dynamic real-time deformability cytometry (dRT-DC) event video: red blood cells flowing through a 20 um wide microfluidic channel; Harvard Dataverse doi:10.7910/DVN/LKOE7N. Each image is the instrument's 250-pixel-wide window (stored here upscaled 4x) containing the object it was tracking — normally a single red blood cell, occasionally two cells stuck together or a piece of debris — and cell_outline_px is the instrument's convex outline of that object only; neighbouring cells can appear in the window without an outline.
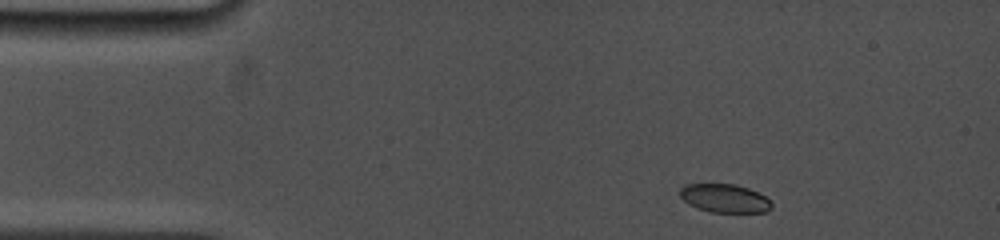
{"species": "common noctule bat (a hibernating species)", "species_latin": "Nyctalus noctula", "temperature_condition": "cold", "stored_images_in_passage": 17, "camera_frame_rate_fps": 5000, "um_per_image_px": 0.085, "animal": {"sex": "female", "body_mass_g": 19.0, "forearm_length_mm": 53.3}, "frame": {"image": 1, "passage_image": 1, "time_ms": 0.0, "image_size_px": [1000, 240], "cell_outline_px": [[772, 208], [764, 212], [712, 212], [688, 204], [680, 196], [680, 188], [684, 184], [736, 184], [748, 188], [764, 196], [772, 204]], "centroid_in_image_um": [61.58, 16.84], "position_along_channel_um": 23.4, "area_um2": 15.03}}
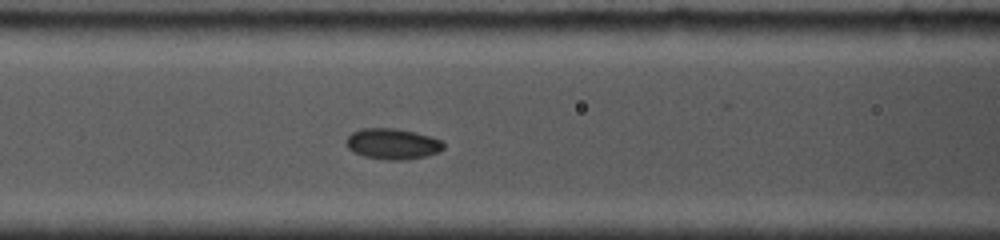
{"frame": {"image": 2, "passage_image": 10, "time_ms": 4.6, "image_size_px": [1000, 240], "cell_outline_px": [[444, 148], [440, 152], [408, 160], [388, 160], [364, 156], [352, 152], [348, 148], [344, 140], [352, 132], [360, 128], [396, 128], [416, 132], [440, 140], [444, 144]], "centroid_in_image_um": [33.33, 12.23], "position_along_channel_um": 133.3, "area_um2": 17.63}}
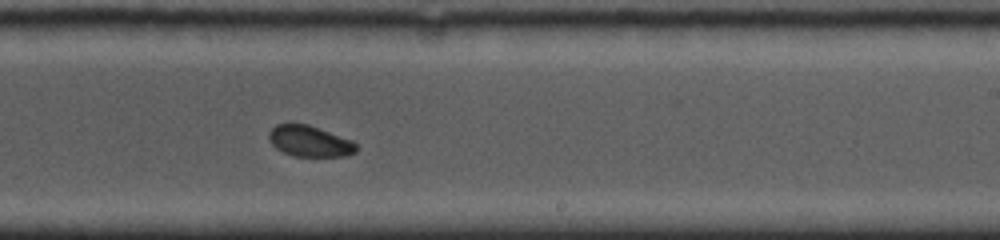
{"frame": {"image": 3, "passage_image": 17, "time_ms": 8.0, "image_size_px": [1000, 240], "cell_outline_px": [[356, 152], [344, 156], [292, 156], [276, 148], [268, 140], [268, 132], [276, 124], [308, 124], [352, 140], [356, 144]], "centroid_in_image_um": [26.3, 12.0], "position_along_channel_um": 262.7, "area_um2": 15.72}}